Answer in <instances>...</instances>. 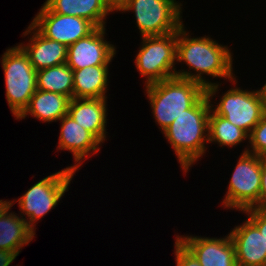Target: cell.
Instances as JSON below:
<instances>
[{
    "mask_svg": "<svg viewBox=\"0 0 266 266\" xmlns=\"http://www.w3.org/2000/svg\"><path fill=\"white\" fill-rule=\"evenodd\" d=\"M110 65L90 66L73 72V98H106Z\"/></svg>",
    "mask_w": 266,
    "mask_h": 266,
    "instance_id": "obj_20",
    "label": "cell"
},
{
    "mask_svg": "<svg viewBox=\"0 0 266 266\" xmlns=\"http://www.w3.org/2000/svg\"><path fill=\"white\" fill-rule=\"evenodd\" d=\"M37 89L73 98V72L67 63L37 71Z\"/></svg>",
    "mask_w": 266,
    "mask_h": 266,
    "instance_id": "obj_22",
    "label": "cell"
},
{
    "mask_svg": "<svg viewBox=\"0 0 266 266\" xmlns=\"http://www.w3.org/2000/svg\"><path fill=\"white\" fill-rule=\"evenodd\" d=\"M12 264V262H8V261H0V266H9V265H11ZM16 266H18V265H16ZM20 266V265H19Z\"/></svg>",
    "mask_w": 266,
    "mask_h": 266,
    "instance_id": "obj_30",
    "label": "cell"
},
{
    "mask_svg": "<svg viewBox=\"0 0 266 266\" xmlns=\"http://www.w3.org/2000/svg\"><path fill=\"white\" fill-rule=\"evenodd\" d=\"M43 4L51 12L82 17L96 27H107V16L112 13L104 0H45Z\"/></svg>",
    "mask_w": 266,
    "mask_h": 266,
    "instance_id": "obj_19",
    "label": "cell"
},
{
    "mask_svg": "<svg viewBox=\"0 0 266 266\" xmlns=\"http://www.w3.org/2000/svg\"><path fill=\"white\" fill-rule=\"evenodd\" d=\"M25 36L28 38V43L18 44L27 53L31 65L36 71L67 62L68 47L58 41L46 38L31 22L21 37Z\"/></svg>",
    "mask_w": 266,
    "mask_h": 266,
    "instance_id": "obj_15",
    "label": "cell"
},
{
    "mask_svg": "<svg viewBox=\"0 0 266 266\" xmlns=\"http://www.w3.org/2000/svg\"><path fill=\"white\" fill-rule=\"evenodd\" d=\"M174 243L176 266H201L197 258L176 237Z\"/></svg>",
    "mask_w": 266,
    "mask_h": 266,
    "instance_id": "obj_24",
    "label": "cell"
},
{
    "mask_svg": "<svg viewBox=\"0 0 266 266\" xmlns=\"http://www.w3.org/2000/svg\"><path fill=\"white\" fill-rule=\"evenodd\" d=\"M31 23L46 37L67 47L88 36L97 27L82 17L51 12L44 4Z\"/></svg>",
    "mask_w": 266,
    "mask_h": 266,
    "instance_id": "obj_10",
    "label": "cell"
},
{
    "mask_svg": "<svg viewBox=\"0 0 266 266\" xmlns=\"http://www.w3.org/2000/svg\"><path fill=\"white\" fill-rule=\"evenodd\" d=\"M9 203L0 212V261L14 262L21 250L37 235Z\"/></svg>",
    "mask_w": 266,
    "mask_h": 266,
    "instance_id": "obj_14",
    "label": "cell"
},
{
    "mask_svg": "<svg viewBox=\"0 0 266 266\" xmlns=\"http://www.w3.org/2000/svg\"><path fill=\"white\" fill-rule=\"evenodd\" d=\"M106 27H97L88 36L68 46L67 65L72 70L90 66L110 65L117 47L106 39Z\"/></svg>",
    "mask_w": 266,
    "mask_h": 266,
    "instance_id": "obj_11",
    "label": "cell"
},
{
    "mask_svg": "<svg viewBox=\"0 0 266 266\" xmlns=\"http://www.w3.org/2000/svg\"><path fill=\"white\" fill-rule=\"evenodd\" d=\"M259 88L261 89V92H262V95H263V99L265 100V104H266V83L263 84L262 87H259Z\"/></svg>",
    "mask_w": 266,
    "mask_h": 266,
    "instance_id": "obj_29",
    "label": "cell"
},
{
    "mask_svg": "<svg viewBox=\"0 0 266 266\" xmlns=\"http://www.w3.org/2000/svg\"><path fill=\"white\" fill-rule=\"evenodd\" d=\"M0 62L4 72L7 106L16 120L37 90V71L19 44L8 47L1 55Z\"/></svg>",
    "mask_w": 266,
    "mask_h": 266,
    "instance_id": "obj_6",
    "label": "cell"
},
{
    "mask_svg": "<svg viewBox=\"0 0 266 266\" xmlns=\"http://www.w3.org/2000/svg\"><path fill=\"white\" fill-rule=\"evenodd\" d=\"M154 122L163 132L177 117L191 108L205 93L199 83L177 76L144 87Z\"/></svg>",
    "mask_w": 266,
    "mask_h": 266,
    "instance_id": "obj_3",
    "label": "cell"
},
{
    "mask_svg": "<svg viewBox=\"0 0 266 266\" xmlns=\"http://www.w3.org/2000/svg\"><path fill=\"white\" fill-rule=\"evenodd\" d=\"M182 2V3H181ZM129 0L121 13L133 12L140 36H163L177 32L183 25V1Z\"/></svg>",
    "mask_w": 266,
    "mask_h": 266,
    "instance_id": "obj_8",
    "label": "cell"
},
{
    "mask_svg": "<svg viewBox=\"0 0 266 266\" xmlns=\"http://www.w3.org/2000/svg\"><path fill=\"white\" fill-rule=\"evenodd\" d=\"M106 98H72L68 106V115L82 128L91 132L102 144L108 138Z\"/></svg>",
    "mask_w": 266,
    "mask_h": 266,
    "instance_id": "obj_17",
    "label": "cell"
},
{
    "mask_svg": "<svg viewBox=\"0 0 266 266\" xmlns=\"http://www.w3.org/2000/svg\"><path fill=\"white\" fill-rule=\"evenodd\" d=\"M70 100L68 96L37 89L27 108L16 120H24L30 115V117L32 116V118L46 124L58 122L68 114Z\"/></svg>",
    "mask_w": 266,
    "mask_h": 266,
    "instance_id": "obj_18",
    "label": "cell"
},
{
    "mask_svg": "<svg viewBox=\"0 0 266 266\" xmlns=\"http://www.w3.org/2000/svg\"><path fill=\"white\" fill-rule=\"evenodd\" d=\"M60 132L56 151L72 153L73 165L69 166L74 171H79L87 158L97 155L101 151L102 143L88 130L82 128L68 114L59 120ZM81 167V168H80Z\"/></svg>",
    "mask_w": 266,
    "mask_h": 266,
    "instance_id": "obj_12",
    "label": "cell"
},
{
    "mask_svg": "<svg viewBox=\"0 0 266 266\" xmlns=\"http://www.w3.org/2000/svg\"><path fill=\"white\" fill-rule=\"evenodd\" d=\"M229 234L235 247L237 266H266L263 235L247 217L231 228Z\"/></svg>",
    "mask_w": 266,
    "mask_h": 266,
    "instance_id": "obj_16",
    "label": "cell"
},
{
    "mask_svg": "<svg viewBox=\"0 0 266 266\" xmlns=\"http://www.w3.org/2000/svg\"><path fill=\"white\" fill-rule=\"evenodd\" d=\"M258 228L263 235L264 252H266V211L257 209H247L242 212Z\"/></svg>",
    "mask_w": 266,
    "mask_h": 266,
    "instance_id": "obj_25",
    "label": "cell"
},
{
    "mask_svg": "<svg viewBox=\"0 0 266 266\" xmlns=\"http://www.w3.org/2000/svg\"><path fill=\"white\" fill-rule=\"evenodd\" d=\"M261 188L259 199L253 209L266 211V158L261 162Z\"/></svg>",
    "mask_w": 266,
    "mask_h": 266,
    "instance_id": "obj_26",
    "label": "cell"
},
{
    "mask_svg": "<svg viewBox=\"0 0 266 266\" xmlns=\"http://www.w3.org/2000/svg\"><path fill=\"white\" fill-rule=\"evenodd\" d=\"M106 6L114 14L119 13L129 2V0H104Z\"/></svg>",
    "mask_w": 266,
    "mask_h": 266,
    "instance_id": "obj_27",
    "label": "cell"
},
{
    "mask_svg": "<svg viewBox=\"0 0 266 266\" xmlns=\"http://www.w3.org/2000/svg\"><path fill=\"white\" fill-rule=\"evenodd\" d=\"M236 78L230 81L231 88L224 93L222 92L221 95H218V93L220 94L219 90H222L220 89L222 83H215L207 87L206 95L210 101L211 110L215 114L223 116L229 122L250 134L266 111V104L259 87L253 90L248 89V87L243 89L242 86L237 85L239 83L238 78ZM218 96L220 97L217 98L219 102L216 101Z\"/></svg>",
    "mask_w": 266,
    "mask_h": 266,
    "instance_id": "obj_4",
    "label": "cell"
},
{
    "mask_svg": "<svg viewBox=\"0 0 266 266\" xmlns=\"http://www.w3.org/2000/svg\"><path fill=\"white\" fill-rule=\"evenodd\" d=\"M211 110L206 93L185 113L177 117L163 132L174 151L179 167L186 173L208 151V119Z\"/></svg>",
    "mask_w": 266,
    "mask_h": 266,
    "instance_id": "obj_2",
    "label": "cell"
},
{
    "mask_svg": "<svg viewBox=\"0 0 266 266\" xmlns=\"http://www.w3.org/2000/svg\"><path fill=\"white\" fill-rule=\"evenodd\" d=\"M264 158L248 152L238 156L221 201L223 209L243 212L257 204L261 188V162Z\"/></svg>",
    "mask_w": 266,
    "mask_h": 266,
    "instance_id": "obj_9",
    "label": "cell"
},
{
    "mask_svg": "<svg viewBox=\"0 0 266 266\" xmlns=\"http://www.w3.org/2000/svg\"><path fill=\"white\" fill-rule=\"evenodd\" d=\"M175 237L197 258L201 266H237L230 234L223 237L179 235Z\"/></svg>",
    "mask_w": 266,
    "mask_h": 266,
    "instance_id": "obj_13",
    "label": "cell"
},
{
    "mask_svg": "<svg viewBox=\"0 0 266 266\" xmlns=\"http://www.w3.org/2000/svg\"><path fill=\"white\" fill-rule=\"evenodd\" d=\"M242 153L248 152L266 158V111L249 134V140Z\"/></svg>",
    "mask_w": 266,
    "mask_h": 266,
    "instance_id": "obj_23",
    "label": "cell"
},
{
    "mask_svg": "<svg viewBox=\"0 0 266 266\" xmlns=\"http://www.w3.org/2000/svg\"><path fill=\"white\" fill-rule=\"evenodd\" d=\"M76 173L69 166L59 169L33 184L22 196L9 200V203L13 206L18 202V214L36 233V224L61 203Z\"/></svg>",
    "mask_w": 266,
    "mask_h": 266,
    "instance_id": "obj_5",
    "label": "cell"
},
{
    "mask_svg": "<svg viewBox=\"0 0 266 266\" xmlns=\"http://www.w3.org/2000/svg\"><path fill=\"white\" fill-rule=\"evenodd\" d=\"M134 64L144 85L176 76L177 32L163 36L140 37Z\"/></svg>",
    "mask_w": 266,
    "mask_h": 266,
    "instance_id": "obj_7",
    "label": "cell"
},
{
    "mask_svg": "<svg viewBox=\"0 0 266 266\" xmlns=\"http://www.w3.org/2000/svg\"><path fill=\"white\" fill-rule=\"evenodd\" d=\"M249 140V134L229 122L223 116L215 114L210 110L208 119V143L217 144L220 149L235 148Z\"/></svg>",
    "mask_w": 266,
    "mask_h": 266,
    "instance_id": "obj_21",
    "label": "cell"
},
{
    "mask_svg": "<svg viewBox=\"0 0 266 266\" xmlns=\"http://www.w3.org/2000/svg\"><path fill=\"white\" fill-rule=\"evenodd\" d=\"M191 35L194 34L185 25L177 31L176 64L188 67L176 69L177 77L195 81L205 89L215 83H223L219 78L230 82L237 77L233 67L234 54L228 45L219 43L210 35ZM208 76L220 82H212Z\"/></svg>",
    "mask_w": 266,
    "mask_h": 266,
    "instance_id": "obj_1",
    "label": "cell"
},
{
    "mask_svg": "<svg viewBox=\"0 0 266 266\" xmlns=\"http://www.w3.org/2000/svg\"><path fill=\"white\" fill-rule=\"evenodd\" d=\"M9 204V200L0 199V212Z\"/></svg>",
    "mask_w": 266,
    "mask_h": 266,
    "instance_id": "obj_28",
    "label": "cell"
}]
</instances>
